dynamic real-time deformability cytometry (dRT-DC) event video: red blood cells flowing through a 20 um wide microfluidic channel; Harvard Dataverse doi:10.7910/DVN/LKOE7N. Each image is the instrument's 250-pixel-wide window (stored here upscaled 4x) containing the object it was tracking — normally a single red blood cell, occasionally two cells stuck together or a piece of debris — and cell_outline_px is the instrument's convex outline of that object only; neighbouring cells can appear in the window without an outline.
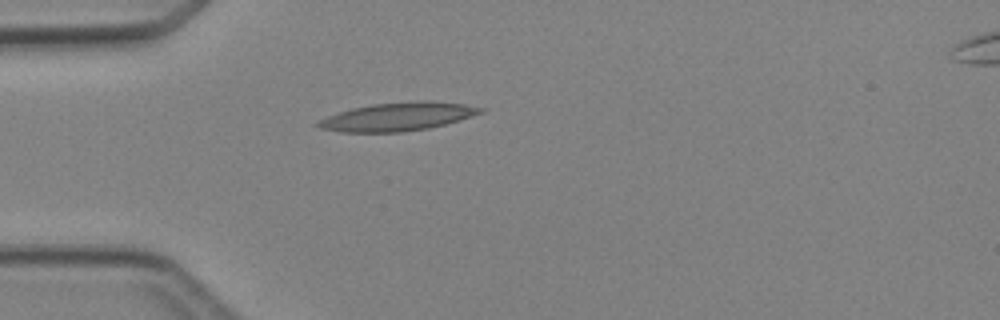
{"species": "Egyptian fruit bat (a non-hibernating species)", "species_latin": "Rousettus aegyptiacus", "temperature_condition": "cold", "stored_images_in_passage": 2, "camera_frame_rate_fps": 3000, "um_per_image_px": 0.085, "animal": {"sex": "female"}, "frame": {"image": 1, "passage_image": 2, "time_ms": 1.333, "image_size_px": [1000, 320], "cell_outline_px": [[488, 108], [484, 112], [444, 124], [428, 128], [400, 132], [340, 132], [320, 128], [312, 124], [328, 116], [352, 108], [372, 104], [420, 100], [428, 100], [464, 104]], "centroid_in_image_um": [33.81, 9.91], "position_along_channel_um": 51.2, "area_um2": 26.76}}